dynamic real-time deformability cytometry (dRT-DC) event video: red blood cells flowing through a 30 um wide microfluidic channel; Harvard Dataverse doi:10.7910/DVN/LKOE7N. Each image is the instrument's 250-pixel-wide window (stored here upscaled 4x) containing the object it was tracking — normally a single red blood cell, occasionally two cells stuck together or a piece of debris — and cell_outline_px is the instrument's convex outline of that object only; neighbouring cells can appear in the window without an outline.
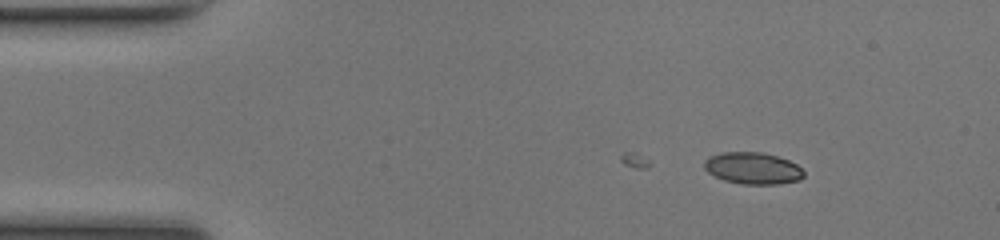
{"species": "common noctule bat (a hibernating species)", "species_latin": "Nyctalus noctula", "temperature_condition": "room temperature", "stored_images_in_passage": 27, "camera_frame_rate_fps": 3000, "um_per_image_px": 0.085, "animal": {"sex": "female", "body_mass_g": 17.0, "forearm_length_mm": 48.0}, "frame": {"image": 1, "passage_image": 1, "time_ms": 0.0, "image_size_px": [1000, 240], "cell_outline_px": [[804, 176], [800, 180], [776, 184], [740, 184], [724, 180], [708, 172], [704, 168], [704, 160], [708, 156], [720, 152], [764, 152], [788, 160], [796, 164], [804, 172]], "centroid_in_image_um": [63.96, 14.29], "position_along_channel_um": 21.0, "area_um2": 18.5}}